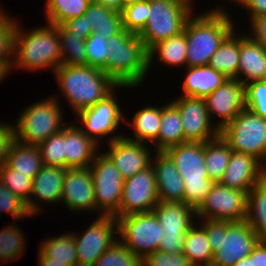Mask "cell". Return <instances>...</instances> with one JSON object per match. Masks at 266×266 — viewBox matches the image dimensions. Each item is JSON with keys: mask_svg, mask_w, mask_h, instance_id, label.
Here are the masks:
<instances>
[{"mask_svg": "<svg viewBox=\"0 0 266 266\" xmlns=\"http://www.w3.org/2000/svg\"><path fill=\"white\" fill-rule=\"evenodd\" d=\"M192 14L184 27L187 40V67L207 66L211 56L235 30L232 16L221 7Z\"/></svg>", "mask_w": 266, "mask_h": 266, "instance_id": "6da1fadb", "label": "cell"}, {"mask_svg": "<svg viewBox=\"0 0 266 266\" xmlns=\"http://www.w3.org/2000/svg\"><path fill=\"white\" fill-rule=\"evenodd\" d=\"M18 25L16 21L12 67L32 72L47 68L54 73L61 65L59 26L47 23L25 32Z\"/></svg>", "mask_w": 266, "mask_h": 266, "instance_id": "7a4b0ae2", "label": "cell"}, {"mask_svg": "<svg viewBox=\"0 0 266 266\" xmlns=\"http://www.w3.org/2000/svg\"><path fill=\"white\" fill-rule=\"evenodd\" d=\"M54 77L65 102L77 115L82 110L93 107L109 95L118 85L102 70L91 66L61 64Z\"/></svg>", "mask_w": 266, "mask_h": 266, "instance_id": "3957f363", "label": "cell"}, {"mask_svg": "<svg viewBox=\"0 0 266 266\" xmlns=\"http://www.w3.org/2000/svg\"><path fill=\"white\" fill-rule=\"evenodd\" d=\"M106 74L117 84L140 87L149 71V54L138 34L124 28L108 39Z\"/></svg>", "mask_w": 266, "mask_h": 266, "instance_id": "277c9868", "label": "cell"}, {"mask_svg": "<svg viewBox=\"0 0 266 266\" xmlns=\"http://www.w3.org/2000/svg\"><path fill=\"white\" fill-rule=\"evenodd\" d=\"M174 162L183 178L184 203L197 210L214 182L208 178L204 161V143L184 142L164 151Z\"/></svg>", "mask_w": 266, "mask_h": 266, "instance_id": "5b68a950", "label": "cell"}, {"mask_svg": "<svg viewBox=\"0 0 266 266\" xmlns=\"http://www.w3.org/2000/svg\"><path fill=\"white\" fill-rule=\"evenodd\" d=\"M54 95L23 109L16 123L13 124L16 141L38 146L67 125L63 122L64 115L59 96Z\"/></svg>", "mask_w": 266, "mask_h": 266, "instance_id": "8992f818", "label": "cell"}, {"mask_svg": "<svg viewBox=\"0 0 266 266\" xmlns=\"http://www.w3.org/2000/svg\"><path fill=\"white\" fill-rule=\"evenodd\" d=\"M193 10L179 0H149L148 20L138 36L149 50L157 42L182 32Z\"/></svg>", "mask_w": 266, "mask_h": 266, "instance_id": "52a82bcc", "label": "cell"}, {"mask_svg": "<svg viewBox=\"0 0 266 266\" xmlns=\"http://www.w3.org/2000/svg\"><path fill=\"white\" fill-rule=\"evenodd\" d=\"M219 134L233 152L252 155L266 164V118L245 108Z\"/></svg>", "mask_w": 266, "mask_h": 266, "instance_id": "ba28073f", "label": "cell"}, {"mask_svg": "<svg viewBox=\"0 0 266 266\" xmlns=\"http://www.w3.org/2000/svg\"><path fill=\"white\" fill-rule=\"evenodd\" d=\"M117 88L134 89L130 86L118 85L109 95L98 101L93 107L82 110L76 115L77 122L82 123V125L78 124V126L99 146H101L102 138L106 136L110 135L107 138V144L124 136V134L115 135V131L121 125V121L126 118L121 110L117 96H115Z\"/></svg>", "mask_w": 266, "mask_h": 266, "instance_id": "9c48e42d", "label": "cell"}, {"mask_svg": "<svg viewBox=\"0 0 266 266\" xmlns=\"http://www.w3.org/2000/svg\"><path fill=\"white\" fill-rule=\"evenodd\" d=\"M118 239L140 260L158 250L164 231L153 211L117 217Z\"/></svg>", "mask_w": 266, "mask_h": 266, "instance_id": "30bf717a", "label": "cell"}, {"mask_svg": "<svg viewBox=\"0 0 266 266\" xmlns=\"http://www.w3.org/2000/svg\"><path fill=\"white\" fill-rule=\"evenodd\" d=\"M93 178L96 208L102 215L119 217L124 179L112 160L100 152L89 166Z\"/></svg>", "mask_w": 266, "mask_h": 266, "instance_id": "8fae6325", "label": "cell"}, {"mask_svg": "<svg viewBox=\"0 0 266 266\" xmlns=\"http://www.w3.org/2000/svg\"><path fill=\"white\" fill-rule=\"evenodd\" d=\"M89 225L82 234L71 232L76 245L77 266H93L97 259L118 240L115 235L118 233L115 216L100 215Z\"/></svg>", "mask_w": 266, "mask_h": 266, "instance_id": "7c38bea8", "label": "cell"}, {"mask_svg": "<svg viewBox=\"0 0 266 266\" xmlns=\"http://www.w3.org/2000/svg\"><path fill=\"white\" fill-rule=\"evenodd\" d=\"M247 193L214 183L204 202L196 210L198 220L237 222L246 220Z\"/></svg>", "mask_w": 266, "mask_h": 266, "instance_id": "4fadbf2b", "label": "cell"}, {"mask_svg": "<svg viewBox=\"0 0 266 266\" xmlns=\"http://www.w3.org/2000/svg\"><path fill=\"white\" fill-rule=\"evenodd\" d=\"M159 202L153 166L124 180L119 217L150 212Z\"/></svg>", "mask_w": 266, "mask_h": 266, "instance_id": "5bb4252c", "label": "cell"}, {"mask_svg": "<svg viewBox=\"0 0 266 266\" xmlns=\"http://www.w3.org/2000/svg\"><path fill=\"white\" fill-rule=\"evenodd\" d=\"M261 238L251 229L246 220L228 222L221 233L220 249L213 252L210 266H233L249 256Z\"/></svg>", "mask_w": 266, "mask_h": 266, "instance_id": "9a60e30c", "label": "cell"}, {"mask_svg": "<svg viewBox=\"0 0 266 266\" xmlns=\"http://www.w3.org/2000/svg\"><path fill=\"white\" fill-rule=\"evenodd\" d=\"M171 102L181 115L184 142L205 143L219 135V129L209 119L204 98L179 95Z\"/></svg>", "mask_w": 266, "mask_h": 266, "instance_id": "2e32d148", "label": "cell"}, {"mask_svg": "<svg viewBox=\"0 0 266 266\" xmlns=\"http://www.w3.org/2000/svg\"><path fill=\"white\" fill-rule=\"evenodd\" d=\"M204 99L209 119L213 123L212 118L218 117L213 124L220 131L246 108L245 85L236 78H228Z\"/></svg>", "mask_w": 266, "mask_h": 266, "instance_id": "e0dca14e", "label": "cell"}, {"mask_svg": "<svg viewBox=\"0 0 266 266\" xmlns=\"http://www.w3.org/2000/svg\"><path fill=\"white\" fill-rule=\"evenodd\" d=\"M104 152L115 164L125 180L151 166L154 153L149 144L128 140L124 136L111 141Z\"/></svg>", "mask_w": 266, "mask_h": 266, "instance_id": "ac0fdd59", "label": "cell"}, {"mask_svg": "<svg viewBox=\"0 0 266 266\" xmlns=\"http://www.w3.org/2000/svg\"><path fill=\"white\" fill-rule=\"evenodd\" d=\"M60 203L72 212L98 211L90 167L66 169Z\"/></svg>", "mask_w": 266, "mask_h": 266, "instance_id": "d6986e66", "label": "cell"}, {"mask_svg": "<svg viewBox=\"0 0 266 266\" xmlns=\"http://www.w3.org/2000/svg\"><path fill=\"white\" fill-rule=\"evenodd\" d=\"M264 164L256 157L240 152H233L220 184L248 193L258 182L263 180Z\"/></svg>", "mask_w": 266, "mask_h": 266, "instance_id": "ffe728a7", "label": "cell"}, {"mask_svg": "<svg viewBox=\"0 0 266 266\" xmlns=\"http://www.w3.org/2000/svg\"><path fill=\"white\" fill-rule=\"evenodd\" d=\"M65 172V168L43 166L35 175L32 181L30 199L26 203L31 215L41 212L40 202L47 204L60 203Z\"/></svg>", "mask_w": 266, "mask_h": 266, "instance_id": "44dd1931", "label": "cell"}, {"mask_svg": "<svg viewBox=\"0 0 266 266\" xmlns=\"http://www.w3.org/2000/svg\"><path fill=\"white\" fill-rule=\"evenodd\" d=\"M63 127L65 169L89 167L99 153V145L76 122Z\"/></svg>", "mask_w": 266, "mask_h": 266, "instance_id": "7402d4cb", "label": "cell"}, {"mask_svg": "<svg viewBox=\"0 0 266 266\" xmlns=\"http://www.w3.org/2000/svg\"><path fill=\"white\" fill-rule=\"evenodd\" d=\"M154 155L151 165L155 171L159 201L184 202L185 184L174 162L164 151H155Z\"/></svg>", "mask_w": 266, "mask_h": 266, "instance_id": "603a6c76", "label": "cell"}, {"mask_svg": "<svg viewBox=\"0 0 266 266\" xmlns=\"http://www.w3.org/2000/svg\"><path fill=\"white\" fill-rule=\"evenodd\" d=\"M238 80L244 85L266 80V49L246 32L240 35Z\"/></svg>", "mask_w": 266, "mask_h": 266, "instance_id": "cb8c5ba5", "label": "cell"}, {"mask_svg": "<svg viewBox=\"0 0 266 266\" xmlns=\"http://www.w3.org/2000/svg\"><path fill=\"white\" fill-rule=\"evenodd\" d=\"M152 211L167 235H185L196 221V210L184 202L159 201Z\"/></svg>", "mask_w": 266, "mask_h": 266, "instance_id": "d4e9b609", "label": "cell"}, {"mask_svg": "<svg viewBox=\"0 0 266 266\" xmlns=\"http://www.w3.org/2000/svg\"><path fill=\"white\" fill-rule=\"evenodd\" d=\"M185 79L183 78L181 95L189 97L205 98L226 79L223 73L214 70L210 66L186 67Z\"/></svg>", "mask_w": 266, "mask_h": 266, "instance_id": "484cf974", "label": "cell"}, {"mask_svg": "<svg viewBox=\"0 0 266 266\" xmlns=\"http://www.w3.org/2000/svg\"><path fill=\"white\" fill-rule=\"evenodd\" d=\"M161 111L162 105L157 106H147L138 109L132 118V121L124 120L127 125L133 128V137H128L124 135L128 140L143 142V143H153L159 135L160 123H161Z\"/></svg>", "mask_w": 266, "mask_h": 266, "instance_id": "4316f807", "label": "cell"}, {"mask_svg": "<svg viewBox=\"0 0 266 266\" xmlns=\"http://www.w3.org/2000/svg\"><path fill=\"white\" fill-rule=\"evenodd\" d=\"M181 115L178 108L168 102L162 105L161 123L158 138L153 142L155 151H165L167 148L184 143V132Z\"/></svg>", "mask_w": 266, "mask_h": 266, "instance_id": "83f0119b", "label": "cell"}, {"mask_svg": "<svg viewBox=\"0 0 266 266\" xmlns=\"http://www.w3.org/2000/svg\"><path fill=\"white\" fill-rule=\"evenodd\" d=\"M187 48L188 44L184 31L171 36L169 39L157 42L148 50L149 70H152L151 65L156 62L154 60L155 56L158 57V61L160 60L162 64L170 65V67L184 66L186 68Z\"/></svg>", "mask_w": 266, "mask_h": 266, "instance_id": "f1b7e54d", "label": "cell"}, {"mask_svg": "<svg viewBox=\"0 0 266 266\" xmlns=\"http://www.w3.org/2000/svg\"><path fill=\"white\" fill-rule=\"evenodd\" d=\"M85 14L88 27L92 28V32L107 40L123 29L122 13L94 0L89 4Z\"/></svg>", "mask_w": 266, "mask_h": 266, "instance_id": "f546056e", "label": "cell"}, {"mask_svg": "<svg viewBox=\"0 0 266 266\" xmlns=\"http://www.w3.org/2000/svg\"><path fill=\"white\" fill-rule=\"evenodd\" d=\"M234 30L211 56L208 66L223 73L227 78L238 79L240 33Z\"/></svg>", "mask_w": 266, "mask_h": 266, "instance_id": "4dcf8cb0", "label": "cell"}, {"mask_svg": "<svg viewBox=\"0 0 266 266\" xmlns=\"http://www.w3.org/2000/svg\"><path fill=\"white\" fill-rule=\"evenodd\" d=\"M232 150L219 134L216 138L204 143V161L208 178L220 183L227 168Z\"/></svg>", "mask_w": 266, "mask_h": 266, "instance_id": "1f68e13d", "label": "cell"}, {"mask_svg": "<svg viewBox=\"0 0 266 266\" xmlns=\"http://www.w3.org/2000/svg\"><path fill=\"white\" fill-rule=\"evenodd\" d=\"M6 164L18 173L29 174L30 178H34L44 166L38 146L22 144L16 140L10 147Z\"/></svg>", "mask_w": 266, "mask_h": 266, "instance_id": "d6a6232c", "label": "cell"}, {"mask_svg": "<svg viewBox=\"0 0 266 266\" xmlns=\"http://www.w3.org/2000/svg\"><path fill=\"white\" fill-rule=\"evenodd\" d=\"M183 253L193 266H210L212 262L213 252L206 231L196 221L185 234Z\"/></svg>", "mask_w": 266, "mask_h": 266, "instance_id": "836d02e7", "label": "cell"}, {"mask_svg": "<svg viewBox=\"0 0 266 266\" xmlns=\"http://www.w3.org/2000/svg\"><path fill=\"white\" fill-rule=\"evenodd\" d=\"M246 222L261 239H266V181L264 179L247 193Z\"/></svg>", "mask_w": 266, "mask_h": 266, "instance_id": "e575fe53", "label": "cell"}, {"mask_svg": "<svg viewBox=\"0 0 266 266\" xmlns=\"http://www.w3.org/2000/svg\"><path fill=\"white\" fill-rule=\"evenodd\" d=\"M39 252L46 258H52L55 261L77 266L75 240L70 232L44 239L40 243Z\"/></svg>", "mask_w": 266, "mask_h": 266, "instance_id": "d590c367", "label": "cell"}, {"mask_svg": "<svg viewBox=\"0 0 266 266\" xmlns=\"http://www.w3.org/2000/svg\"><path fill=\"white\" fill-rule=\"evenodd\" d=\"M92 0H47L45 5L46 21L52 25L82 16Z\"/></svg>", "mask_w": 266, "mask_h": 266, "instance_id": "8d00e7d4", "label": "cell"}, {"mask_svg": "<svg viewBox=\"0 0 266 266\" xmlns=\"http://www.w3.org/2000/svg\"><path fill=\"white\" fill-rule=\"evenodd\" d=\"M61 45V64L73 66H88L85 40L82 36L68 34L59 25Z\"/></svg>", "mask_w": 266, "mask_h": 266, "instance_id": "74e56055", "label": "cell"}, {"mask_svg": "<svg viewBox=\"0 0 266 266\" xmlns=\"http://www.w3.org/2000/svg\"><path fill=\"white\" fill-rule=\"evenodd\" d=\"M17 224L6 225L0 231V262L18 260L25 252L26 239Z\"/></svg>", "mask_w": 266, "mask_h": 266, "instance_id": "f35d334b", "label": "cell"}, {"mask_svg": "<svg viewBox=\"0 0 266 266\" xmlns=\"http://www.w3.org/2000/svg\"><path fill=\"white\" fill-rule=\"evenodd\" d=\"M3 10L0 9V66L9 73L13 69V34L16 20Z\"/></svg>", "mask_w": 266, "mask_h": 266, "instance_id": "ab89813d", "label": "cell"}, {"mask_svg": "<svg viewBox=\"0 0 266 266\" xmlns=\"http://www.w3.org/2000/svg\"><path fill=\"white\" fill-rule=\"evenodd\" d=\"M141 260L119 239L114 242L93 266H140Z\"/></svg>", "mask_w": 266, "mask_h": 266, "instance_id": "60d3db41", "label": "cell"}, {"mask_svg": "<svg viewBox=\"0 0 266 266\" xmlns=\"http://www.w3.org/2000/svg\"><path fill=\"white\" fill-rule=\"evenodd\" d=\"M32 181L33 178H30L29 174L18 173L17 170L11 169L7 164L0 168V182L26 203L30 199Z\"/></svg>", "mask_w": 266, "mask_h": 266, "instance_id": "b9f144b4", "label": "cell"}, {"mask_svg": "<svg viewBox=\"0 0 266 266\" xmlns=\"http://www.w3.org/2000/svg\"><path fill=\"white\" fill-rule=\"evenodd\" d=\"M44 166L65 168L63 129L38 145Z\"/></svg>", "mask_w": 266, "mask_h": 266, "instance_id": "7bdbcfd3", "label": "cell"}, {"mask_svg": "<svg viewBox=\"0 0 266 266\" xmlns=\"http://www.w3.org/2000/svg\"><path fill=\"white\" fill-rule=\"evenodd\" d=\"M88 66L102 70L106 74L109 43L105 37L92 32L85 40Z\"/></svg>", "mask_w": 266, "mask_h": 266, "instance_id": "ee69618b", "label": "cell"}, {"mask_svg": "<svg viewBox=\"0 0 266 266\" xmlns=\"http://www.w3.org/2000/svg\"><path fill=\"white\" fill-rule=\"evenodd\" d=\"M149 0L137 2L123 7V28L131 33L139 34L146 26L148 20Z\"/></svg>", "mask_w": 266, "mask_h": 266, "instance_id": "f6af8a7d", "label": "cell"}, {"mask_svg": "<svg viewBox=\"0 0 266 266\" xmlns=\"http://www.w3.org/2000/svg\"><path fill=\"white\" fill-rule=\"evenodd\" d=\"M2 211L13 215L14 223L20 218L22 219L23 217L26 218L28 216L32 217L27 208L26 202L0 182V217Z\"/></svg>", "mask_w": 266, "mask_h": 266, "instance_id": "bcb514c9", "label": "cell"}, {"mask_svg": "<svg viewBox=\"0 0 266 266\" xmlns=\"http://www.w3.org/2000/svg\"><path fill=\"white\" fill-rule=\"evenodd\" d=\"M246 108L266 118V80L253 81L245 85Z\"/></svg>", "mask_w": 266, "mask_h": 266, "instance_id": "7dc6e473", "label": "cell"}, {"mask_svg": "<svg viewBox=\"0 0 266 266\" xmlns=\"http://www.w3.org/2000/svg\"><path fill=\"white\" fill-rule=\"evenodd\" d=\"M142 266H193L189 259L180 253H169L157 250L141 260Z\"/></svg>", "mask_w": 266, "mask_h": 266, "instance_id": "c3c4849f", "label": "cell"}, {"mask_svg": "<svg viewBox=\"0 0 266 266\" xmlns=\"http://www.w3.org/2000/svg\"><path fill=\"white\" fill-rule=\"evenodd\" d=\"M199 225L206 231L212 252L220 249L221 233H225L227 221L206 219Z\"/></svg>", "mask_w": 266, "mask_h": 266, "instance_id": "681fc988", "label": "cell"}, {"mask_svg": "<svg viewBox=\"0 0 266 266\" xmlns=\"http://www.w3.org/2000/svg\"><path fill=\"white\" fill-rule=\"evenodd\" d=\"M14 141L13 123L0 122V168L7 163L9 150Z\"/></svg>", "mask_w": 266, "mask_h": 266, "instance_id": "f907efd6", "label": "cell"}, {"mask_svg": "<svg viewBox=\"0 0 266 266\" xmlns=\"http://www.w3.org/2000/svg\"><path fill=\"white\" fill-rule=\"evenodd\" d=\"M68 34L82 36L84 40L92 33V28L88 27L87 15L75 17L63 22L60 25Z\"/></svg>", "mask_w": 266, "mask_h": 266, "instance_id": "816d5d0a", "label": "cell"}, {"mask_svg": "<svg viewBox=\"0 0 266 266\" xmlns=\"http://www.w3.org/2000/svg\"><path fill=\"white\" fill-rule=\"evenodd\" d=\"M250 32L248 36L266 49V15L253 17L249 20Z\"/></svg>", "mask_w": 266, "mask_h": 266, "instance_id": "f5cc1de1", "label": "cell"}, {"mask_svg": "<svg viewBox=\"0 0 266 266\" xmlns=\"http://www.w3.org/2000/svg\"><path fill=\"white\" fill-rule=\"evenodd\" d=\"M184 238L185 235H167L164 233L159 241L158 250L169 253L183 252Z\"/></svg>", "mask_w": 266, "mask_h": 266, "instance_id": "db71d44e", "label": "cell"}, {"mask_svg": "<svg viewBox=\"0 0 266 266\" xmlns=\"http://www.w3.org/2000/svg\"><path fill=\"white\" fill-rule=\"evenodd\" d=\"M249 12V20L253 17L266 15V0H246L242 6Z\"/></svg>", "mask_w": 266, "mask_h": 266, "instance_id": "11a10c76", "label": "cell"}, {"mask_svg": "<svg viewBox=\"0 0 266 266\" xmlns=\"http://www.w3.org/2000/svg\"><path fill=\"white\" fill-rule=\"evenodd\" d=\"M254 258V266H266V239H261L250 254Z\"/></svg>", "mask_w": 266, "mask_h": 266, "instance_id": "9f6ffc18", "label": "cell"}, {"mask_svg": "<svg viewBox=\"0 0 266 266\" xmlns=\"http://www.w3.org/2000/svg\"><path fill=\"white\" fill-rule=\"evenodd\" d=\"M38 266H71V265L66 264V262L55 261L52 258H46L38 251Z\"/></svg>", "mask_w": 266, "mask_h": 266, "instance_id": "6f0895ef", "label": "cell"}, {"mask_svg": "<svg viewBox=\"0 0 266 266\" xmlns=\"http://www.w3.org/2000/svg\"><path fill=\"white\" fill-rule=\"evenodd\" d=\"M97 3L103 4L109 8L114 10L122 11L123 10V2L122 0H94Z\"/></svg>", "mask_w": 266, "mask_h": 266, "instance_id": "680465c9", "label": "cell"}, {"mask_svg": "<svg viewBox=\"0 0 266 266\" xmlns=\"http://www.w3.org/2000/svg\"><path fill=\"white\" fill-rule=\"evenodd\" d=\"M233 266H254V258L250 255L237 261Z\"/></svg>", "mask_w": 266, "mask_h": 266, "instance_id": "91938a15", "label": "cell"}, {"mask_svg": "<svg viewBox=\"0 0 266 266\" xmlns=\"http://www.w3.org/2000/svg\"><path fill=\"white\" fill-rule=\"evenodd\" d=\"M143 1H146V0H122L123 7L131 5V4H135L137 2H143Z\"/></svg>", "mask_w": 266, "mask_h": 266, "instance_id": "94428289", "label": "cell"}, {"mask_svg": "<svg viewBox=\"0 0 266 266\" xmlns=\"http://www.w3.org/2000/svg\"><path fill=\"white\" fill-rule=\"evenodd\" d=\"M8 74L9 73L2 66H0V82L3 81Z\"/></svg>", "mask_w": 266, "mask_h": 266, "instance_id": "6125c7cd", "label": "cell"}, {"mask_svg": "<svg viewBox=\"0 0 266 266\" xmlns=\"http://www.w3.org/2000/svg\"><path fill=\"white\" fill-rule=\"evenodd\" d=\"M187 5H189L190 7H194V2H192L193 0H179ZM193 3V4H192Z\"/></svg>", "mask_w": 266, "mask_h": 266, "instance_id": "be15d7a7", "label": "cell"}, {"mask_svg": "<svg viewBox=\"0 0 266 266\" xmlns=\"http://www.w3.org/2000/svg\"><path fill=\"white\" fill-rule=\"evenodd\" d=\"M233 1L236 2V5L239 4L240 6L246 1V0H230V2Z\"/></svg>", "mask_w": 266, "mask_h": 266, "instance_id": "e7e4bbea", "label": "cell"}, {"mask_svg": "<svg viewBox=\"0 0 266 266\" xmlns=\"http://www.w3.org/2000/svg\"><path fill=\"white\" fill-rule=\"evenodd\" d=\"M263 179L266 181V164L264 165V175H263Z\"/></svg>", "mask_w": 266, "mask_h": 266, "instance_id": "03108f58", "label": "cell"}]
</instances>
